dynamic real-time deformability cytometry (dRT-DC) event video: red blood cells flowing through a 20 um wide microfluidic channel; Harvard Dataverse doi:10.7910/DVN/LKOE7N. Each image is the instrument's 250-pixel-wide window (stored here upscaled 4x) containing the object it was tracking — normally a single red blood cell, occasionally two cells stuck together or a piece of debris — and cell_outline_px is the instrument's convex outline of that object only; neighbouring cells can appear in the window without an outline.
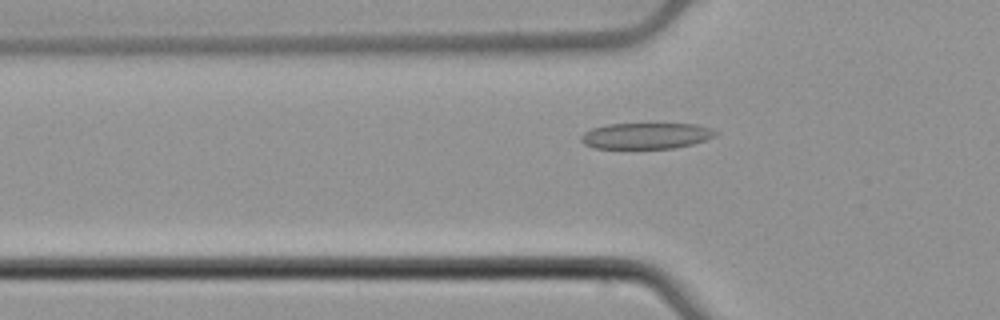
{"species": "common noctule bat (a hibernating species)", "species_latin": "Nyctalus noctula", "temperature_condition": "cold", "stored_images_in_passage": 30, "camera_frame_rate_fps": 3000, "um_per_image_px": 0.085, "animal": {"sex": "male", "body_mass_g": 21.5, "forearm_length_mm": 52.0}, "frame": {"image": 1, "passage_image": 2, "time_ms": 0.333, "image_size_px": [1000, 320], "cell_outline_px": [[720, 132], [716, 136], [692, 144], [672, 148], [592, 148], [584, 144], [580, 140], [580, 136], [584, 132], [592, 128], [608, 124], [696, 124], [712, 128]], "centroid_in_image_um": [54.92, 11.54], "position_along_channel_um": 70.9, "area_um2": 20.46}}
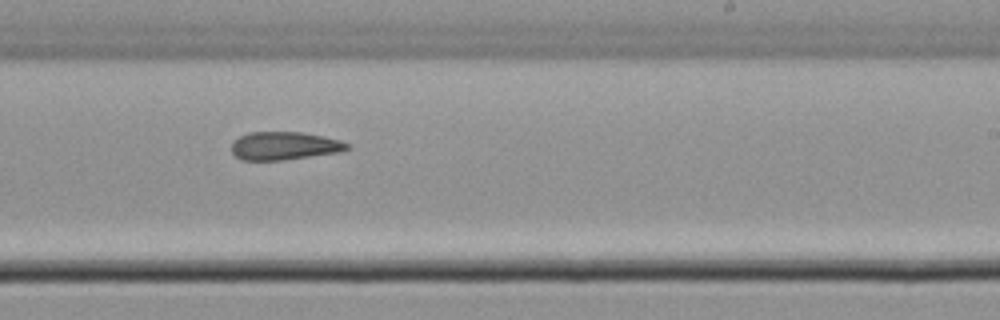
{"frame": {"image": 2, "passage_image": 17, "time_ms": 5.333, "image_size_px": [1000, 320], "cell_outline_px": [[352, 148], [340, 152], [284, 160], [240, 160], [232, 152], [232, 140], [248, 132], [304, 132], [324, 136], [340, 140], [352, 144]], "centroid_in_image_um": [24.21, 12.39], "position_along_channel_um": 264.8, "area_um2": 19.25}}
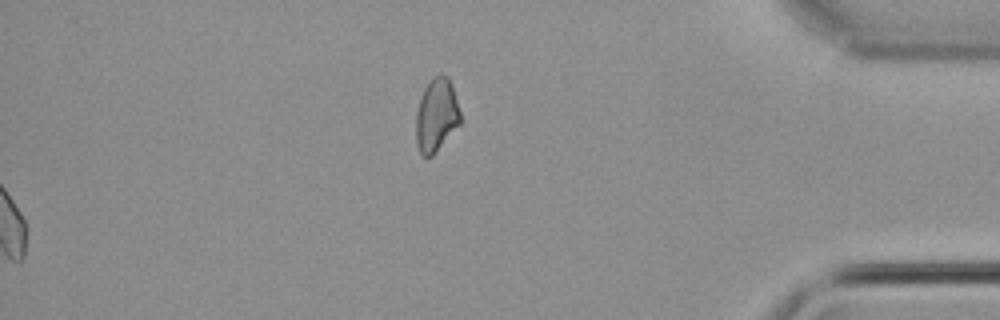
{"frame": {"image": 3, "passage_image": 30, "time_ms": 9.667, "image_size_px": [1000, 320], "cell_outline_px": [[460, 124], [432, 156], [424, 156], [420, 152], [416, 144], [416, 112], [424, 88], [440, 72], [448, 76], [452, 84], [460, 112]], "centroid_in_image_um": [37.1, 9.78], "position_along_channel_um": 398.1, "area_um2": 18.79}, "authors_computed_cell_mechanics": {"area_um2": 19.363, "velocity_mm_per_s": 3.8868, "shape_relaxation_time_tau1_ms": null, "shape_relaxation_time_tau2_ms": 5.1462, "deformation_change_tau1": null, "deformation_change_tau2": 0.1241}}